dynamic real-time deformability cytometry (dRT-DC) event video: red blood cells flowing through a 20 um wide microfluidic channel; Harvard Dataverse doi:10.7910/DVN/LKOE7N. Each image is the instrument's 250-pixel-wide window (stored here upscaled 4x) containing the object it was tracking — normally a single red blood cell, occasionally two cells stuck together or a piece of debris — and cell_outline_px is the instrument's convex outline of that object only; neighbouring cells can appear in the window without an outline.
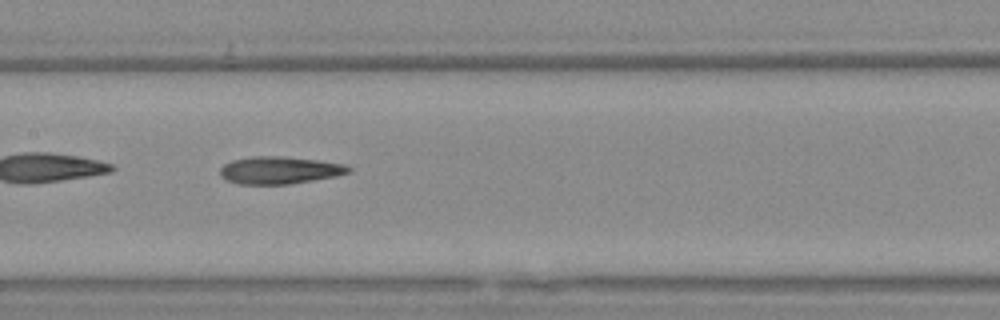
{"species": "Egyptian fruit bat (a non-hibernating species)", "species_latin": "Rousettus aegyptiacus", "temperature_condition": "warm", "stored_images_in_passage": 31, "camera_frame_rate_fps": 3000, "um_per_image_px": 0.085, "animal": {"sex": "female"}, "frame": {"image": 1, "passage_image": 10, "time_ms": 3.0, "image_size_px": [1000, 320], "cell_outline_px": [[352, 168], [348, 172], [336, 176], [288, 184], [236, 184], [220, 176], [220, 168], [224, 164], [232, 160], [252, 156], [280, 156], [316, 160], [344, 164]], "centroid_in_image_um": [23.72, 14.46], "position_along_channel_um": 183.7, "area_um2": 20.35}, "authors_computed_cell_mechanics": {"area_um2": 20.2878, "velocity_mm_per_s": 3.7068, "shape_relaxation_time_tau1_ms": null, "shape_relaxation_time_tau2_ms": 5.8909, "deformation_change_tau1": null, "deformation_change_tau2": 0.1855}}